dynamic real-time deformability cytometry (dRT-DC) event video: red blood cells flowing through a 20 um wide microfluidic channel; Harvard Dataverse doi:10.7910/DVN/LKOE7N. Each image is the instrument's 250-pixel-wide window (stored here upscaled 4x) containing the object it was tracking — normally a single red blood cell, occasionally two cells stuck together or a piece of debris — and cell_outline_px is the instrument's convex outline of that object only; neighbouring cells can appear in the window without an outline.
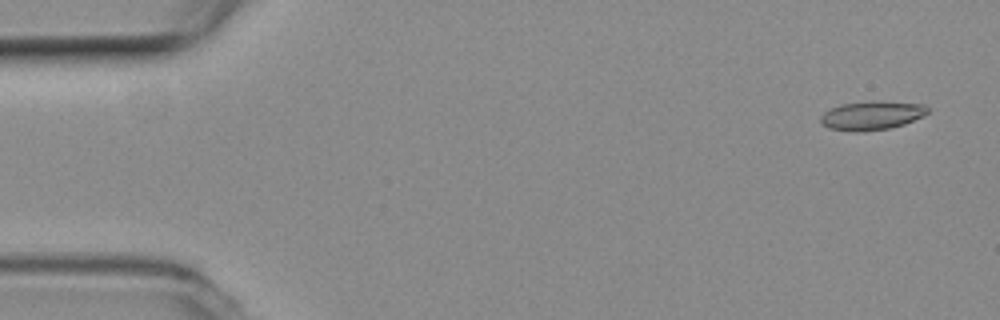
{"species": "common noctule bat (a hibernating species)", "species_latin": "Nyctalus noctula", "temperature_condition": "room temperature", "stored_images_in_passage": 52, "camera_frame_rate_fps": 3000, "um_per_image_px": 0.085, "animal": {"sex": "female", "body_mass_g": 19.3, "forearm_length_mm": 54.1}, "frame": {"image": 1, "passage_image": 1, "time_ms": 0.0, "image_size_px": [1000, 320], "cell_outline_px": [[928, 112], [924, 116], [904, 124], [892, 128], [864, 132], [856, 132], [828, 128], [820, 120], [820, 116], [824, 112], [840, 104], [924, 104], [928, 108]], "centroid_in_image_um": [74.07, 9.89], "position_along_channel_um": 10.9, "area_um2": 16.99}}
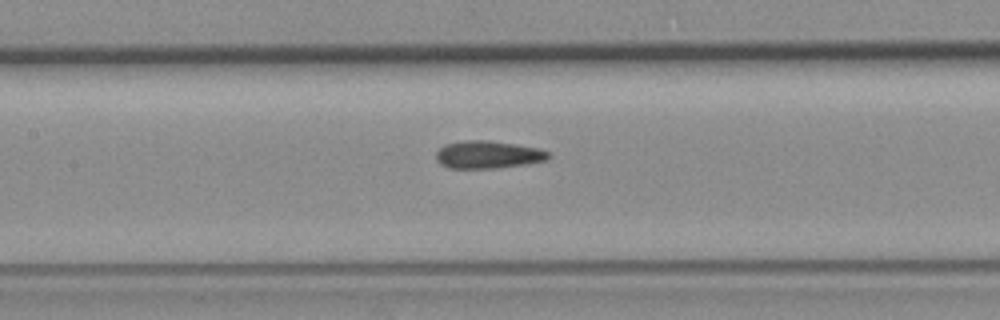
{"frame": {"image": 2, "passage_image": 23, "time_ms": 7.333, "image_size_px": [1000, 320], "cell_outline_px": [[552, 156], [548, 160], [528, 164], [496, 168], [448, 168], [440, 164], [436, 160], [436, 152], [444, 144], [464, 140], [488, 140], [516, 144], [540, 148], [548, 152]], "centroid_in_image_um": [41.5, 13.14], "position_along_channel_um": 165.9, "area_um2": 18.38}}
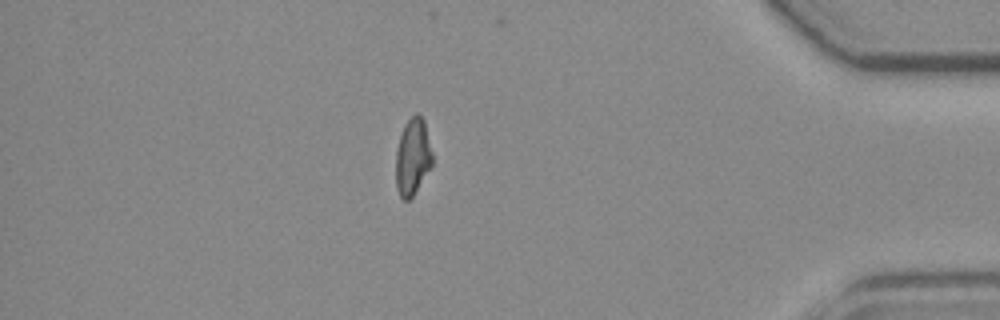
{"frame": {"image": 3, "passage_image": 45, "time_ms": 14.667, "image_size_px": [1000, 320], "cell_outline_px": [[432, 164], [412, 196], [408, 200], [404, 200], [400, 196], [396, 188], [396, 148], [404, 124], [416, 112], [424, 120], [432, 152]], "centroid_in_image_um": [35.06, 13.31], "position_along_channel_um": 400.1, "area_um2": 16.13}, "authors_computed_cell_mechanics": {"area_um2": 17.6868, "velocity_mm_per_s": 3.7899, "shape_relaxation_time_tau1_ms": null, "shape_relaxation_time_tau2_ms": 2.8646, "deformation_change_tau1": null, "deformation_change_tau2": 0.0876}}